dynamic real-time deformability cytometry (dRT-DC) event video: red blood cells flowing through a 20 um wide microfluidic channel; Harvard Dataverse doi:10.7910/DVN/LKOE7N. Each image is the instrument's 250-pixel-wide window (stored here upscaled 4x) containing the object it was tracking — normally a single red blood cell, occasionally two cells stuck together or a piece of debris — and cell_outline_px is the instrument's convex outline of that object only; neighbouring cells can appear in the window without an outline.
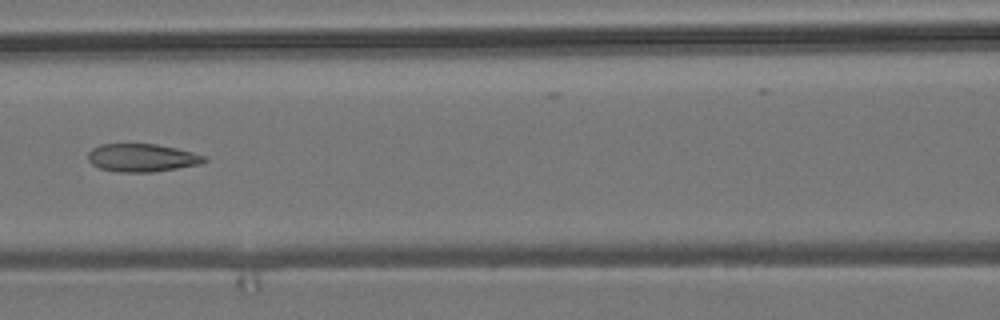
{"species": "common noctule bat (a hibernating species)", "species_latin": "Nyctalus noctula", "temperature_condition": "room temperature", "stored_images_in_passage": 6, "camera_frame_rate_fps": 3000, "um_per_image_px": 0.085, "animal": {"sex": "male", "body_mass_g": 19.2, "forearm_length_mm": 51.8}, "frame": {"image": 1, "passage_image": 6, "time_ms": 6.667, "image_size_px": [1000, 320], "cell_outline_px": [[208, 160], [200, 164], [152, 172], [120, 172], [100, 168], [92, 164], [88, 160], [88, 152], [92, 148], [100, 144], [156, 144], [176, 148], [192, 152], [204, 156]], "centroid_in_image_um": [12.05, 13.4], "position_along_channel_um": 154.6, "area_um2": 18.84}}